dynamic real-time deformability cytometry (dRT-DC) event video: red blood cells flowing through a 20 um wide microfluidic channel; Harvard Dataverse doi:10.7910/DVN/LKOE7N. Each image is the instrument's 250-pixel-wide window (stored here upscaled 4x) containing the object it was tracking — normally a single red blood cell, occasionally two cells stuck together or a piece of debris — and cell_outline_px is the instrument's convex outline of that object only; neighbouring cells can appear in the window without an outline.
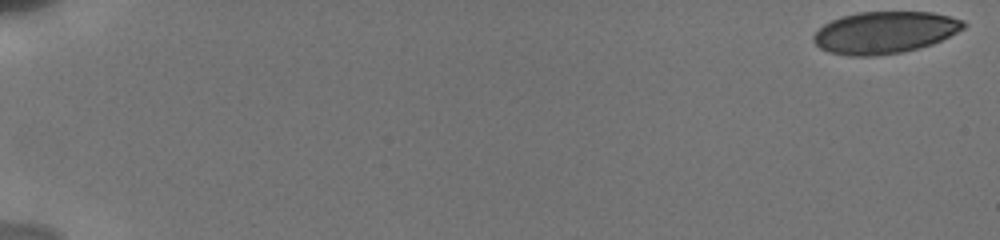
{"species": "human", "species_latin": "Homo sapiens", "temperature_condition": "cold", "stored_images_in_passage": 14, "camera_frame_rate_fps": 3000, "um_per_image_px": 0.085, "donor": {"sex": "male"}, "frame": {"image": 1, "passage_image": 1, "time_ms": 0.0, "image_size_px": [1000, 240], "cell_outline_px": [[968, 24], [964, 28], [932, 44], [900, 52], [876, 56], [848, 56], [828, 52], [820, 48], [812, 40], [812, 36], [824, 24], [832, 20], [856, 12], [932, 12], [964, 20]], "centroid_in_image_um": [75.18, 2.76], "position_along_channel_um": 9.8, "area_um2": 36.53}}
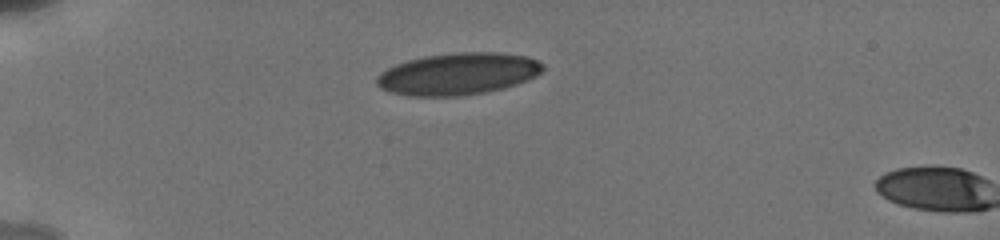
{"frame": {"image": 2, "passage_image": 13, "time_ms": 5.0, "image_size_px": [1000, 240], "cell_outline_px": [[544, 68], [536, 76], [516, 84], [504, 88], [484, 92], [460, 96], [408, 96], [392, 92], [380, 88], [376, 84], [376, 76], [380, 72], [396, 64], [408, 60], [424, 56], [452, 52], [500, 52], [524, 56], [536, 60], [544, 64]], "centroid_in_image_um": [38.91, 6.27], "position_along_channel_um": 46.1, "area_um2": 40.69}}